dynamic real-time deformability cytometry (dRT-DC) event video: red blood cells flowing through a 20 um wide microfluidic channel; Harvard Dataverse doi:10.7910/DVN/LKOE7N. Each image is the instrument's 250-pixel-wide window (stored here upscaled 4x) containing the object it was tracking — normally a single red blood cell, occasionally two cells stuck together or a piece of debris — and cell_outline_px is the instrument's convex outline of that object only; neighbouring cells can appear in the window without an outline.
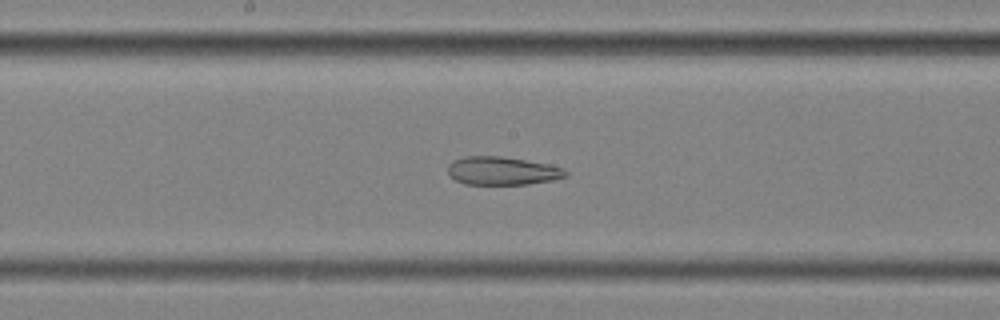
{"species": "common noctule bat (a hibernating species)", "species_latin": "Nyctalus noctula", "temperature_condition": "cold", "stored_images_in_passage": 59, "camera_frame_rate_fps": 3000, "um_per_image_px": 0.085, "animal": {"sex": "female", "body_mass_g": 25.1}, "frame": {"image": 1, "passage_image": 31, "time_ms": 10.0, "image_size_px": [1000, 320], "cell_outline_px": [[568, 176], [552, 180], [528, 184], [464, 184], [448, 176], [448, 164], [452, 160], [464, 156], [500, 156], [548, 164], [564, 168], [568, 172]], "centroid_in_image_um": [42.67, 14.52], "position_along_channel_um": 205.5, "area_um2": 19.48}}
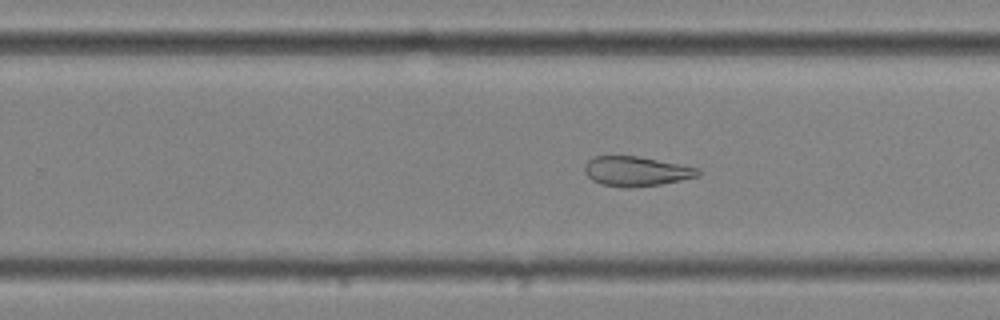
{"frame": {"image": 2, "passage_image": 37, "time_ms": 12.0, "image_size_px": [1000, 320], "cell_outline_px": [[700, 176], [660, 184], [628, 188], [600, 184], [592, 180], [584, 172], [584, 164], [588, 160], [596, 156], [636, 156], [700, 168]], "centroid_in_image_um": [54.06, 14.56], "position_along_channel_um": 275.7, "area_um2": 19.54}}
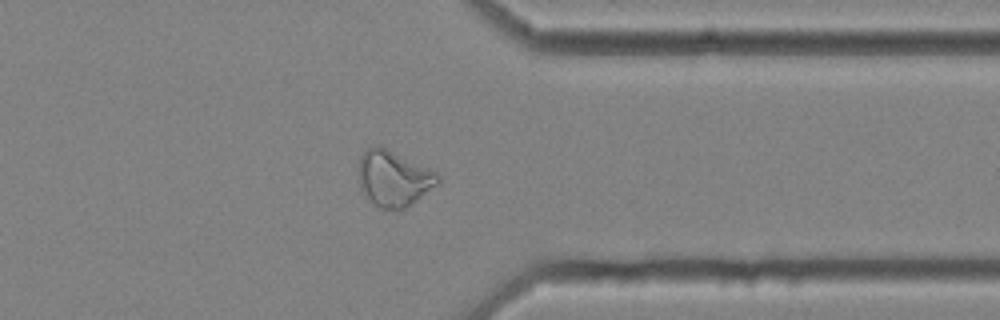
{"frame": {"image": 3, "passage_image": 46, "time_ms": 15.0, "image_size_px": [1000, 320], "cell_outline_px": [[440, 180], [436, 184], [404, 208], [380, 208], [360, 192], [360, 156], [368, 148], [380, 144], [440, 172]], "centroid_in_image_um": [33.47, 15.11], "position_along_channel_um": 377.9, "area_um2": 25.61}, "authors_computed_cell_mechanics": {"area_um2": 28.2064, "velocity_mm_per_s": 3.5154, "shape_relaxation_time_tau1_ms": null, "shape_relaxation_time_tau2_ms": 3.3706, "deformation_change_tau1": null, "deformation_change_tau2": 0.1134}}